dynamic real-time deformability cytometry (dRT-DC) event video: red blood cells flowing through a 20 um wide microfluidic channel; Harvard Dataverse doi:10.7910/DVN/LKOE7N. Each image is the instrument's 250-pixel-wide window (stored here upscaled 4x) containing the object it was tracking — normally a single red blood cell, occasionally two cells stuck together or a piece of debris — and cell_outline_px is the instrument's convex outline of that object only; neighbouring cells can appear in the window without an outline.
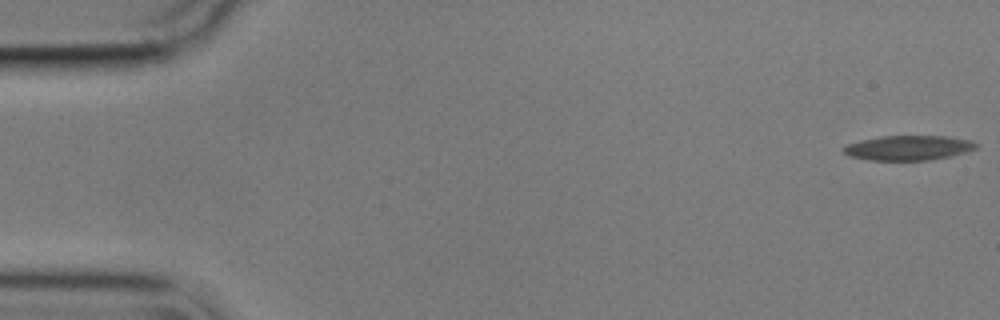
{"species": "common noctule bat (a hibernating species)", "species_latin": "Nyctalus noctula", "temperature_condition": "cold", "stored_images_in_passage": 15, "camera_frame_rate_fps": 3000, "um_per_image_px": 0.085, "animal": {"sex": "male", "body_mass_g": 17.9}, "frame": {"image": 1, "passage_image": 1, "time_ms": 0.0, "image_size_px": [1000, 320], "cell_outline_px": [[980, 144], [976, 148], [968, 152], [928, 160], [868, 160], [848, 156], [840, 152], [848, 144], [860, 140], [880, 136], [944, 136], [972, 140]], "centroid_in_image_um": [77.21, 12.56], "position_along_channel_um": 7.8, "area_um2": 19.25}}